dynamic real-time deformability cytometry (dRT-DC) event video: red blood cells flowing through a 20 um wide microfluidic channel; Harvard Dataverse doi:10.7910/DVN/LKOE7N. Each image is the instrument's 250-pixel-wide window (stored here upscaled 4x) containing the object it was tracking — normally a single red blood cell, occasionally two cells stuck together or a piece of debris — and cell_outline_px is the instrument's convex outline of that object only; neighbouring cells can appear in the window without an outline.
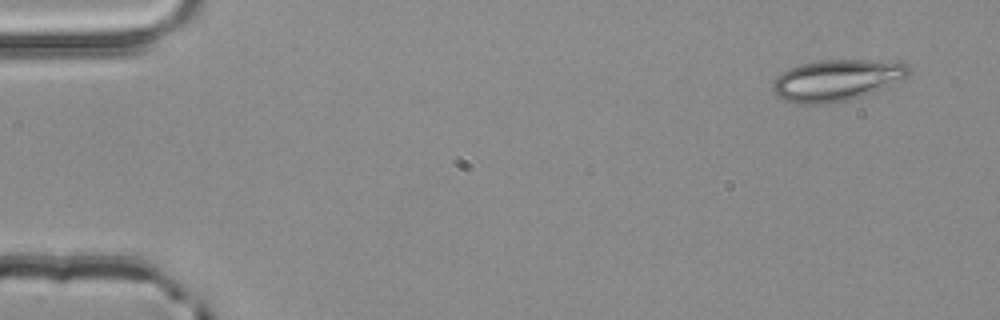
{"species": "common noctule bat (a hibernating species)", "species_latin": "Nyctalus noctula", "temperature_condition": "room temperature", "stored_images_in_passage": 5, "camera_frame_rate_fps": 3000, "um_per_image_px": 0.085, "animal": {"sex": "male", "body_mass_g": 20.4}, "frame": {"image": 1, "passage_image": 1, "time_ms": 0.0, "image_size_px": [1000, 320], "cell_outline_px": [[912, 72], [908, 76], [900, 80], [860, 96], [844, 100], [820, 104], [796, 104], [784, 100], [776, 96], [772, 88], [772, 84], [776, 76], [780, 72], [788, 68], [800, 64], [820, 60], [900, 60], [908, 64], [912, 68]], "centroid_in_image_um": [71.11, 6.78], "position_along_channel_um": 13.9, "area_um2": 32.95}}
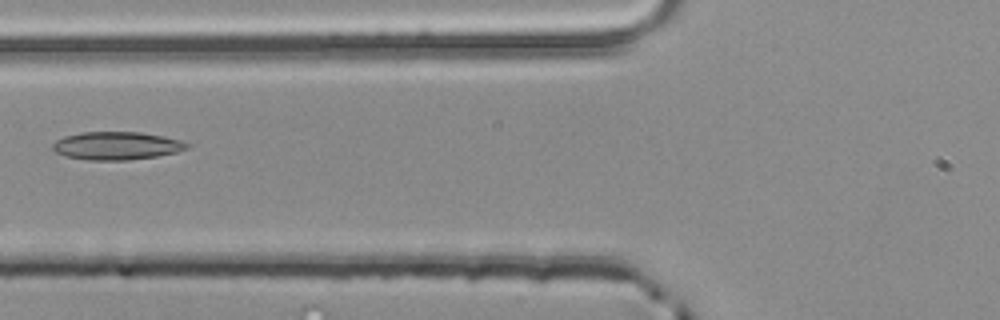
{"frame": {"image": 2, "passage_image": 5, "time_ms": 1.333, "image_size_px": [1000, 320], "cell_outline_px": [[188, 148], [176, 152], [156, 156], [128, 160], [88, 160], [64, 156], [56, 152], [52, 148], [52, 144], [56, 140], [64, 136], [80, 132], [140, 132], [164, 136], [180, 140], [188, 144]], "centroid_in_image_um": [9.88, 12.38], "position_along_channel_um": 115.9, "area_um2": 21.91}}